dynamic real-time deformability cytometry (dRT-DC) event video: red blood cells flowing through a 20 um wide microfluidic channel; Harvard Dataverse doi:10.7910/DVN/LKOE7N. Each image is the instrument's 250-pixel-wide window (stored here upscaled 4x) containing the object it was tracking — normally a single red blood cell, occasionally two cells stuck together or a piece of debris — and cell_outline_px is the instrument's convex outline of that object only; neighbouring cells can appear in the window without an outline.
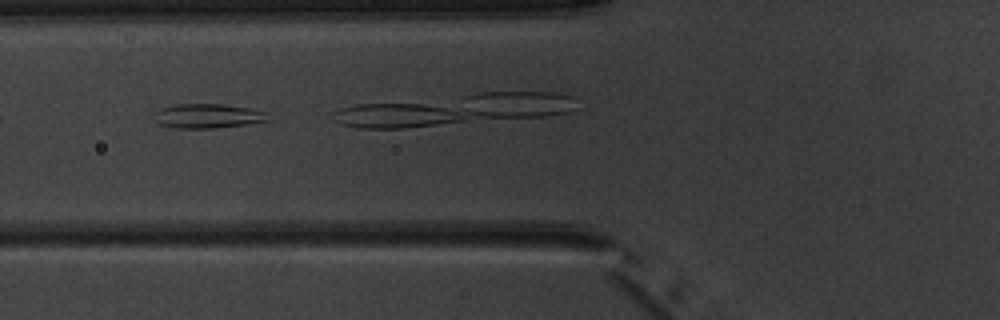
{"species": "common noctule bat (a hibernating species)", "species_latin": "Nyctalus noctula", "temperature_condition": "warm", "stored_images_in_passage": 10, "camera_frame_rate_fps": 3000, "um_per_image_px": 0.085, "animal": {"sex": "male", "body_mass_g": 20.1, "forearm_length_mm": 53.5}, "frame": {"image": 1, "passage_image": 5, "time_ms": 5.667, "image_size_px": [1000, 320], "cell_outline_px": [[272, 120], [248, 124], [212, 128], [176, 128], [160, 124], [156, 120], [152, 112], [160, 108], [176, 104], [220, 104], [248, 108], [268, 112]], "centroid_in_image_um": [17.68, 9.85], "position_along_channel_um": 108.1, "area_um2": 16.3}}